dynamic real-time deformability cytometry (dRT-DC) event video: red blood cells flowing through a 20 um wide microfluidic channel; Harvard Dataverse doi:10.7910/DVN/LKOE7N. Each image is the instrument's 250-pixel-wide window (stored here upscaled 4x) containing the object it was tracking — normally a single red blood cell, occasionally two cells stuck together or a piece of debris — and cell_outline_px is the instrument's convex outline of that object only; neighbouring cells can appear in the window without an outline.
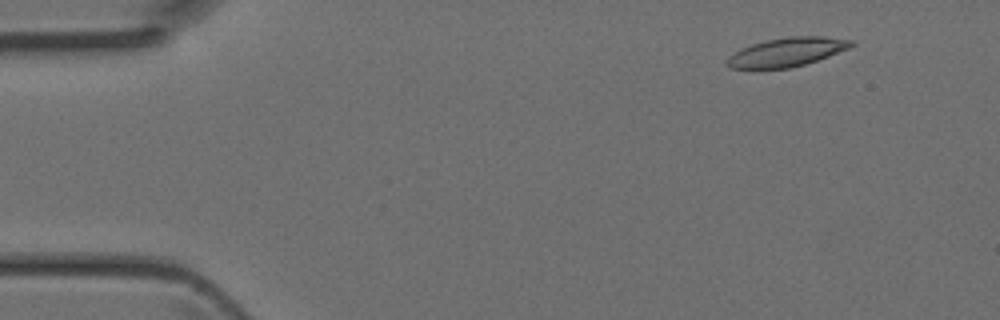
{"species": "Egyptian fruit bat (a non-hibernating species)", "species_latin": "Rousettus aegyptiacus", "temperature_condition": "room temperature", "stored_images_in_passage": 16, "camera_frame_rate_fps": 3000, "um_per_image_px": 0.085, "animal": {"sex": "female"}, "frame": {"image": 1, "passage_image": 3, "time_ms": 0.667, "image_size_px": [1000, 320], "cell_outline_px": [[856, 44], [848, 48], [828, 56], [804, 64], [788, 68], [732, 68], [728, 64], [728, 56], [740, 48], [764, 40], [788, 36], [824, 36], [856, 40]], "centroid_in_image_um": [66.92, 4.4], "position_along_channel_um": 18.1, "area_um2": 20.75}}